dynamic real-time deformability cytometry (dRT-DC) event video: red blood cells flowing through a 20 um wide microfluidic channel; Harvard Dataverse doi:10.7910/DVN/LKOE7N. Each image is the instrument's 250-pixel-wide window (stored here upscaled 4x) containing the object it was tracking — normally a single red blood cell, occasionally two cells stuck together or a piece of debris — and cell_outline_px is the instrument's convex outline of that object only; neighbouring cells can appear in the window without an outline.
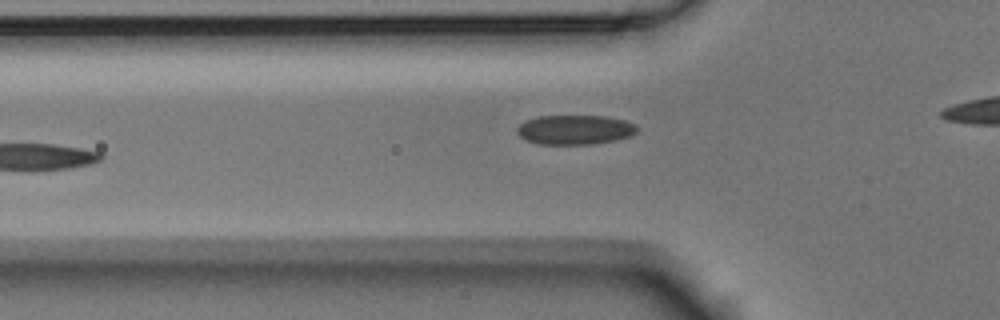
{"species": "Egyptian fruit bat (a non-hibernating species)", "species_latin": "Rousettus aegyptiacus", "temperature_condition": "room temperature", "stored_images_in_passage": 6, "segment_of_instrument_passage": [1, 2], "camera_frame_rate_fps": 3000, "um_per_image_px": 0.085, "animal": {"sex": "male"}, "frame": {"image": 1, "passage_image": 4, "time_ms": 1.0, "image_size_px": [1000, 320], "cell_outline_px": [[636, 132], [628, 136], [616, 140], [592, 144], [540, 144], [528, 140], [520, 136], [516, 132], [516, 128], [520, 124], [528, 120], [540, 116], [608, 116], [624, 120], [636, 124]], "centroid_in_image_um": [48.87, 11.02], "position_along_channel_um": 76.9, "area_um2": 20.46}}
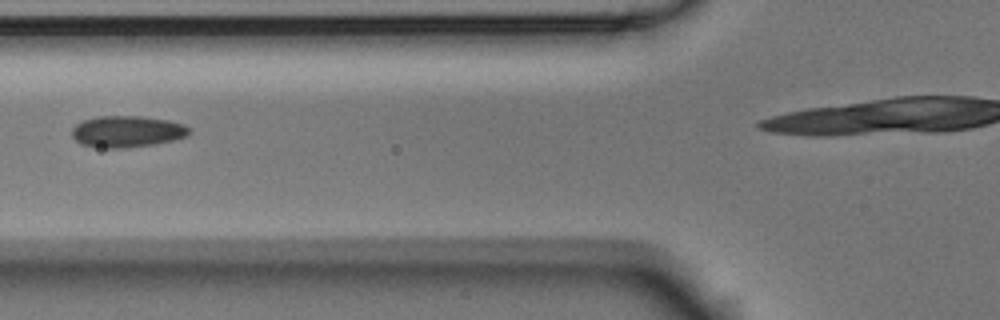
{"frame": {"image": 2, "passage_image": 5, "time_ms": 1.333, "image_size_px": [1000, 320], "cell_outline_px": [[192, 132], [188, 136], [172, 140], [152, 144], [124, 148], [104, 148], [80, 144], [72, 136], [72, 128], [76, 124], [84, 120], [96, 116], [140, 116], [168, 120], [184, 124], [192, 128]], "centroid_in_image_um": [10.82, 11.17], "position_along_channel_um": 115.0, "area_um2": 21.62}}